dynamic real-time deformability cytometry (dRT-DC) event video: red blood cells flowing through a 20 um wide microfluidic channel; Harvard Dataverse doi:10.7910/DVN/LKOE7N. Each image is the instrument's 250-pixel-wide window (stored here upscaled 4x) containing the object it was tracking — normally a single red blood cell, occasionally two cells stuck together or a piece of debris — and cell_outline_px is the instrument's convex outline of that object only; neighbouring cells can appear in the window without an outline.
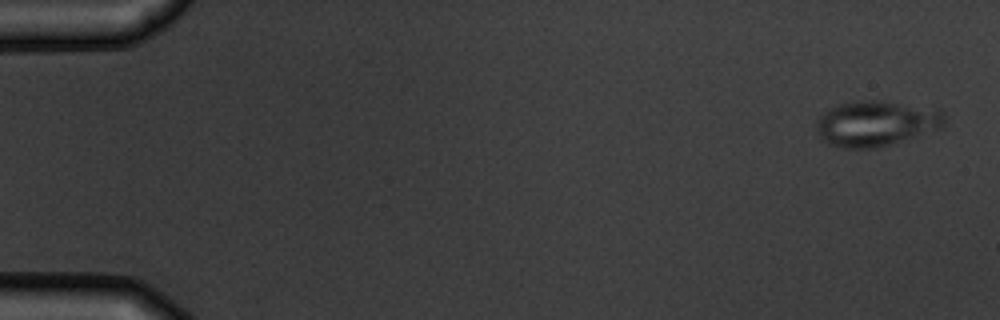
{"species": "common noctule bat (a hibernating species)", "species_latin": "Nyctalus noctula", "temperature_condition": "warm", "stored_images_in_passage": 5, "camera_frame_rate_fps": 3000, "um_per_image_px": 0.085, "animal": {"sex": "male", "body_mass_g": 19.5, "forearm_length_mm": 54.6}, "frame": {"image": 1, "passage_image": 1, "time_ms": 0.0, "image_size_px": [1000, 320], "cell_outline_px": [[944, 124], [940, 128], [876, 148], [844, 148], [828, 144], [820, 140], [816, 128], [816, 124], [820, 116], [828, 108], [840, 104], [864, 100], [880, 100], [940, 108], [944, 112]], "centroid_in_image_um": [74.45, 10.47], "position_along_channel_um": 10.5, "area_um2": 33.99}}